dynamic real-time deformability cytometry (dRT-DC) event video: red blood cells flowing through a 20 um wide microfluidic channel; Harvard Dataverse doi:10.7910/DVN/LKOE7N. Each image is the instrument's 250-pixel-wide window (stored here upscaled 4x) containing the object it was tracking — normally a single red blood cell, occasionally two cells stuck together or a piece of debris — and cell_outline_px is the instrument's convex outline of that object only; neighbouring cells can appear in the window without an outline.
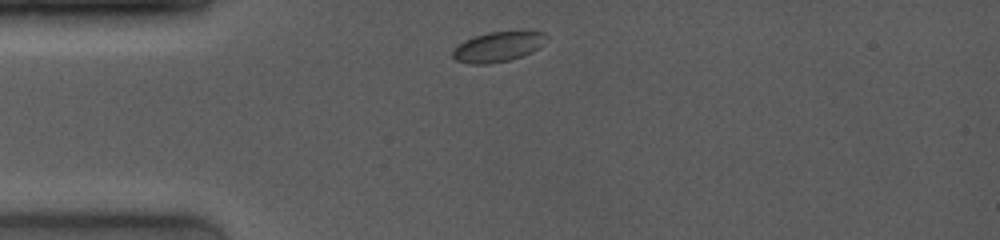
{"species": "common noctule bat (a hibernating species)", "species_latin": "Nyctalus noctula", "temperature_condition": "room temperature", "stored_images_in_passage": 29, "camera_frame_rate_fps": 4000, "um_per_image_px": 0.085, "animal": {"sex": "female", "body_mass_g": 19.0, "forearm_length_mm": 53.3}, "frame": {"image": 1, "passage_image": 1, "time_ms": 0.0, "image_size_px": [1000, 240], "cell_outline_px": [[548, 40], [544, 44], [532, 52], [508, 60], [488, 64], [472, 64], [456, 60], [452, 56], [452, 48], [464, 40], [488, 32], [520, 28], [544, 32], [548, 36]], "centroid_in_image_um": [42.39, 3.91], "position_along_channel_um": 42.6, "area_um2": 17.11}}
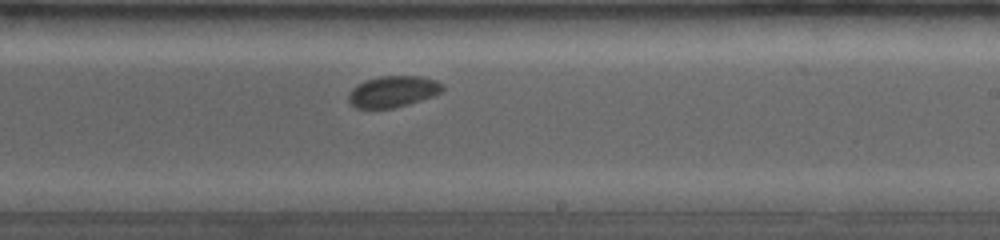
{"frame": {"image": 2, "passage_image": 16, "time_ms": 6.0, "image_size_px": [1000, 240], "cell_outline_px": [[444, 88], [440, 92], [432, 96], [408, 104], [392, 108], [356, 108], [348, 100], [348, 96], [352, 88], [364, 80], [380, 76], [420, 76], [436, 80], [444, 84]], "centroid_in_image_um": [33.4, 7.77], "position_along_channel_um": 255.6, "area_um2": 17.05}}
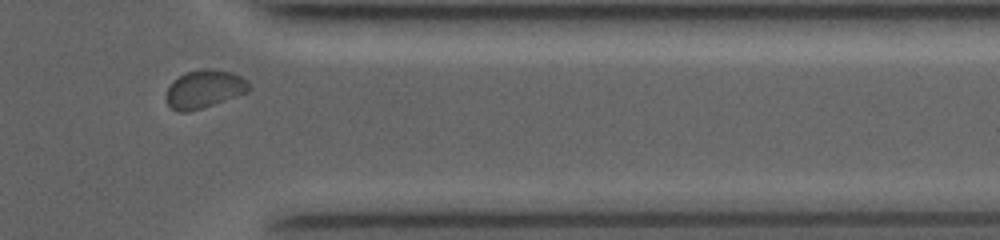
{"frame": {"image": 3, "passage_image": 26, "time_ms": 9.5, "image_size_px": [1000, 240], "cell_outline_px": [[252, 88], [248, 92], [188, 112], [180, 112], [172, 108], [168, 104], [168, 88], [180, 76], [188, 72], [204, 68], [212, 68], [232, 72], [248, 80]], "centroid_in_image_um": [17.44, 7.55], "position_along_channel_um": 394.0, "area_um2": 17.98}, "authors_computed_cell_mechanics": {"area_um2": 17.2822, "velocity_mm_per_s": 3.9362, "shape_relaxation_time_tau1_ms": 1.5644, "shape_relaxation_time_tau2_ms": null, "deformation_change_tau1": 0.0385, "deformation_change_tau2": null}}